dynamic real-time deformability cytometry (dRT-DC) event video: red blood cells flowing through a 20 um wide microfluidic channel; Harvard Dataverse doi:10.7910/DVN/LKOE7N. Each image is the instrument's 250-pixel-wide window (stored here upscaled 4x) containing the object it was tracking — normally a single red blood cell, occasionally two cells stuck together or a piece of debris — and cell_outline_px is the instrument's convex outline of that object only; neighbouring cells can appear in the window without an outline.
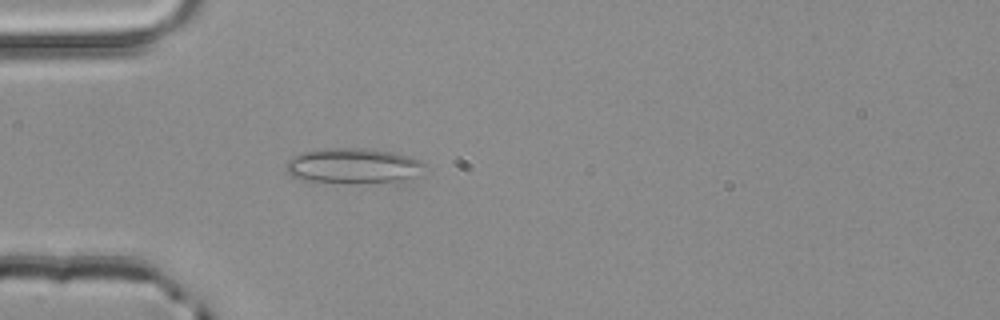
{"species": "common noctule bat (a hibernating species)", "species_latin": "Nyctalus noctula", "temperature_condition": "room temperature", "stored_images_in_passage": 3, "camera_frame_rate_fps": 3000, "um_per_image_px": 0.085, "animal": {"sex": "male", "body_mass_g": 20.4}, "frame": {"image": 1, "passage_image": 3, "time_ms": 0.667, "image_size_px": [1000, 320], "cell_outline_px": [[424, 164], [416, 176], [412, 180], [400, 184], [348, 184], [304, 180], [292, 176], [284, 168], [288, 160], [292, 156], [304, 152], [324, 148], [368, 148], [392, 152], [408, 156], [420, 160]], "centroid_in_image_um": [30.07, 14.14], "position_along_channel_um": 54.9, "area_um2": 29.54}}